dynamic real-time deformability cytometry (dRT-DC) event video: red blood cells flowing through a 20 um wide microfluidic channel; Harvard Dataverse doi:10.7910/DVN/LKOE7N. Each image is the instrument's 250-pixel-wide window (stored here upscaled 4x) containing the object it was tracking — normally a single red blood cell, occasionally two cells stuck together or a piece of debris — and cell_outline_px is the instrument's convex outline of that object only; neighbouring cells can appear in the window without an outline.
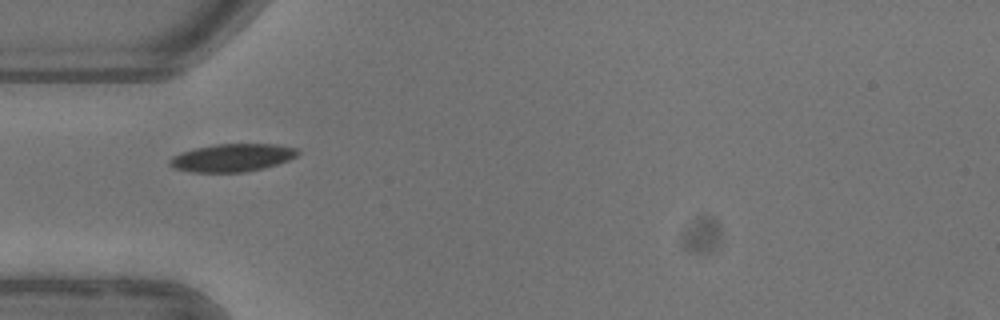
{"species": "common noctule bat (a hibernating species)", "species_latin": "Nyctalus noctula", "temperature_condition": "warm", "stored_images_in_passage": 2, "camera_frame_rate_fps": 3000, "um_per_image_px": 0.085, "animal": {"sex": "female"}, "frame": {"image": 1, "passage_image": 1, "time_ms": 0.0, "image_size_px": [1000, 320], "cell_outline_px": [[300, 152], [296, 156], [288, 160], [264, 168], [244, 172], [192, 172], [172, 168], [168, 164], [168, 160], [172, 156], [180, 152], [196, 148], [216, 144], [276, 144], [296, 148]], "centroid_in_image_um": [19.7, 13.41], "position_along_channel_um": 65.3, "area_um2": 20.81}}
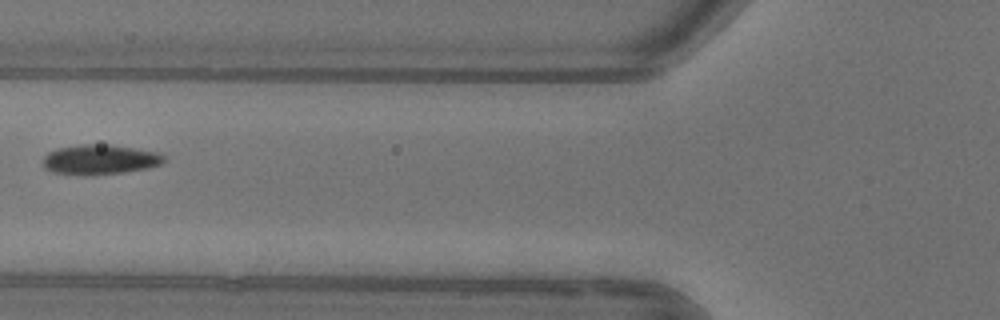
{"frame": {"image": 2, "passage_image": 2, "time_ms": 1.333, "image_size_px": [1000, 320], "cell_outline_px": [[164, 160], [160, 164], [148, 168], [124, 172], [52, 172], [44, 168], [44, 156], [48, 152], [56, 148], [84, 144], [112, 144], [156, 152], [164, 156]], "centroid_in_image_um": [8.51, 13.5], "position_along_channel_um": 117.3, "area_um2": 20.11}}